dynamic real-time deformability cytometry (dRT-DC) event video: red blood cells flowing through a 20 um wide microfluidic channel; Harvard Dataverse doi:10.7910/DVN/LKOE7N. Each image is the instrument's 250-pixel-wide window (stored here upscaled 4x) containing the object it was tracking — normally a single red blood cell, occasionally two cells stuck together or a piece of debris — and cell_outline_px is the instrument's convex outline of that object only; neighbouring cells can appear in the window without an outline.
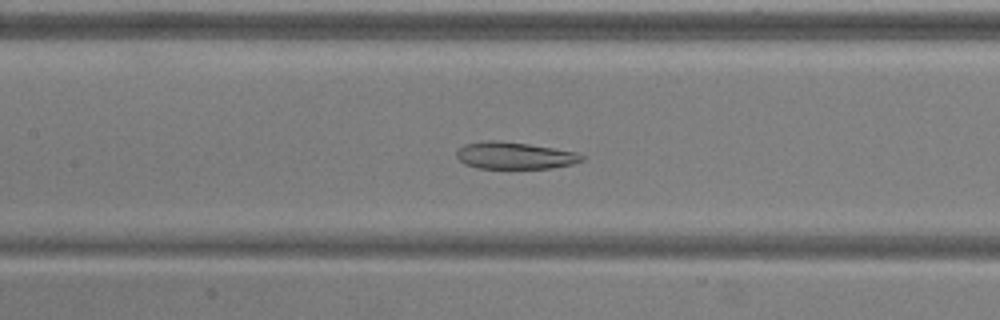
{"species": "common noctule bat (a hibernating species)", "species_latin": "Nyctalus noctula", "temperature_condition": "warm", "stored_images_in_passage": 54, "camera_frame_rate_fps": 3000, "um_per_image_px": 0.085, "animal": {"sex": "male", "body_mass_g": 20.5, "forearm_length_mm": 52.5}, "frame": {"image": 1, "passage_image": 25, "time_ms": 8.0, "image_size_px": [1000, 320], "cell_outline_px": [[584, 160], [572, 164], [552, 168], [476, 168], [464, 164], [456, 156], [456, 152], [464, 144], [488, 140], [496, 140], [528, 144], [576, 152], [584, 156]], "centroid_in_image_um": [43.73, 13.23], "position_along_channel_um": 163.7, "area_um2": 19.59}}
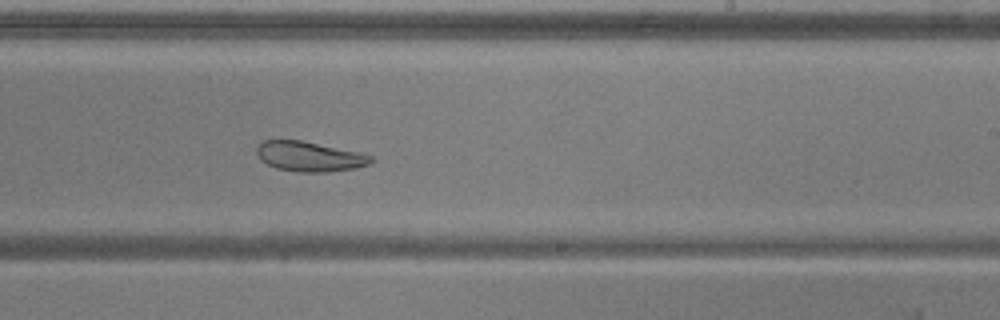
{"frame": {"image": 2, "passage_image": 33, "time_ms": 10.667, "image_size_px": [1000, 320], "cell_outline_px": [[376, 160], [368, 164], [356, 168], [328, 172], [296, 172], [276, 168], [260, 160], [256, 152], [256, 148], [260, 140], [300, 140], [360, 152], [372, 156]], "centroid_in_image_um": [26.29, 13.3], "position_along_channel_um": 262.7, "area_um2": 20.11}}
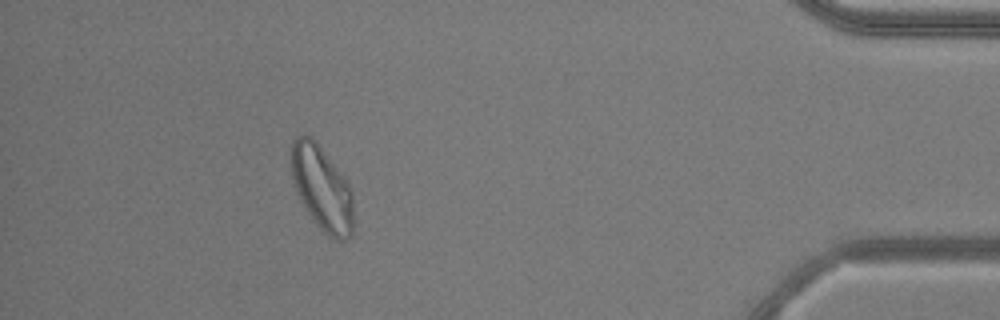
{"frame": {"image": 3, "passage_image": 49, "time_ms": 16.0, "image_size_px": [1000, 320], "cell_outline_px": [[352, 236], [344, 240], [336, 240], [324, 232], [316, 224], [300, 200], [292, 176], [292, 140], [296, 136], [304, 132], [312, 136], [348, 184], [352, 192]], "centroid_in_image_um": [27.35, 15.99], "position_along_channel_um": 407.9, "area_um2": 30.11}, "authors_computed_cell_mechanics": {"area_um2": 28.5821, "velocity_mm_per_s": 3.7357, "shape_relaxation_time_tau1_ms": null, "shape_relaxation_time_tau2_ms": 2.9295, "deformation_change_tau1": null, "deformation_change_tau2": 0.0853}}